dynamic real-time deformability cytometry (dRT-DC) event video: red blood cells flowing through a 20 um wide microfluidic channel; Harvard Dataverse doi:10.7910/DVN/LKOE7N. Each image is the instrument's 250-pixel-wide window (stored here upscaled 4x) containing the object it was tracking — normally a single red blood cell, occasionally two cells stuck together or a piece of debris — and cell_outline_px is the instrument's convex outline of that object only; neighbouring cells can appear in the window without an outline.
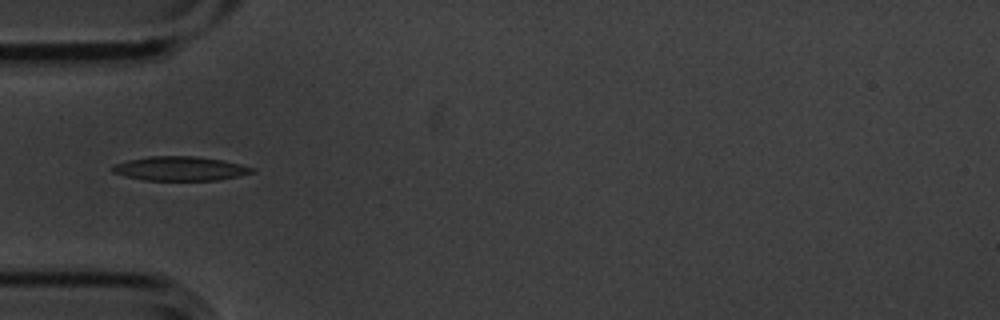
{"species": "common noctule bat (a hibernating species)", "species_latin": "Nyctalus noctula", "temperature_condition": "cold", "stored_images_in_passage": 3, "camera_frame_rate_fps": 3000, "um_per_image_px": 0.085, "animal": {"sex": "male", "body_mass_g": 20.1, "forearm_length_mm": 53.5}, "frame": {"image": 1, "passage_image": 3, "time_ms": 0.667, "image_size_px": [1000, 320], "cell_outline_px": [[256, 172], [240, 176], [220, 180], [144, 180], [124, 176], [112, 172], [112, 168], [116, 164], [128, 160], [148, 156], [196, 156], [224, 160], [256, 168]], "centroid_in_image_um": [15.37, 14.33], "position_along_channel_um": 69.6, "area_um2": 19.83}}